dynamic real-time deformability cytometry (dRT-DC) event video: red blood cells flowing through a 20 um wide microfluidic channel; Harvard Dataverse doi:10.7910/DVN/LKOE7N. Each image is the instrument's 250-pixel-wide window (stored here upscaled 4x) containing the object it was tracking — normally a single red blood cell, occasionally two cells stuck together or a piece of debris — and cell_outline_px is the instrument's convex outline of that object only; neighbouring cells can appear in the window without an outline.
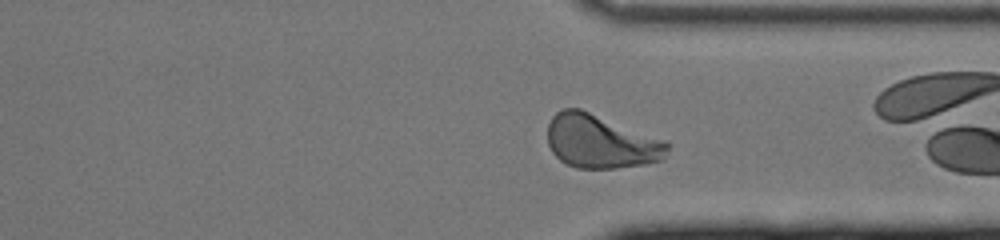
{"species": "human", "species_latin": "Homo sapiens", "temperature_condition": "cold", "stored_images_in_passage": 40, "camera_frame_rate_fps": 3000, "um_per_image_px": 0.085, "donor": {"sex": "female"}, "frame": {"image": 1, "passage_image": 34, "time_ms": 11.0, "image_size_px": [1000, 240], "cell_outline_px": [[668, 148], [664, 156], [660, 160], [644, 164], [616, 168], [576, 168], [560, 160], [552, 152], [548, 144], [548, 124], [552, 116], [556, 112], [564, 108], [580, 108], [668, 144]], "centroid_in_image_um": [50.95, 12.04], "position_along_channel_um": 360.4, "area_um2": 36.36}}